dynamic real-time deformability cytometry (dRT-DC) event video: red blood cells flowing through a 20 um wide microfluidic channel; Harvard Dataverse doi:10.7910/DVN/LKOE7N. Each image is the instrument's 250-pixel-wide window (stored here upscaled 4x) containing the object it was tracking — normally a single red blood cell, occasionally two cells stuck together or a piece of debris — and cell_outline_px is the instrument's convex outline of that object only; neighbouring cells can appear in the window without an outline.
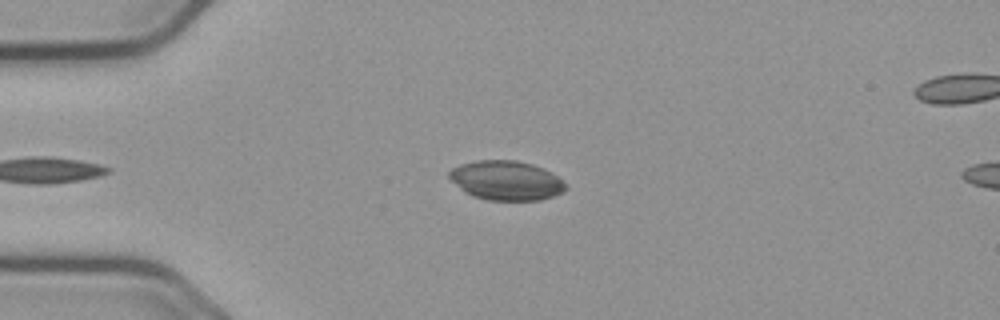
{"species": "common noctule bat (a hibernating species)", "species_latin": "Nyctalus noctula", "temperature_condition": "cold", "stored_images_in_passage": 45, "camera_frame_rate_fps": 3000, "um_per_image_px": 0.085, "animal": {"sex": "male", "body_mass_g": 23.1, "forearm_length_mm": 52.7}, "frame": {"image": 1, "passage_image": 7, "time_ms": 2.0, "image_size_px": [1000, 320], "cell_outline_px": [[568, 188], [564, 192], [540, 200], [488, 200], [472, 196], [464, 192], [448, 176], [448, 172], [452, 168], [460, 164], [476, 160], [516, 160], [532, 164], [544, 168], [552, 172], [568, 184]], "centroid_in_image_um": [43.06, 15.33], "position_along_channel_um": 41.9, "area_um2": 26.99}}
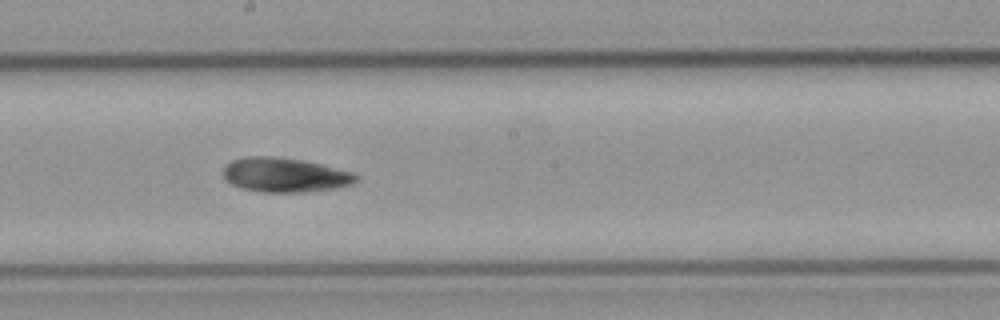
{"frame": {"image": 2, "passage_image": 24, "time_ms": 7.667, "image_size_px": [1000, 320], "cell_outline_px": [[356, 180], [352, 184], [340, 188], [308, 192], [264, 192], [240, 188], [224, 180], [224, 168], [232, 160], [248, 156], [272, 156], [304, 160], [352, 172], [356, 176]], "centroid_in_image_um": [24.21, 14.88], "position_along_channel_um": 224.0, "area_um2": 26.65}}
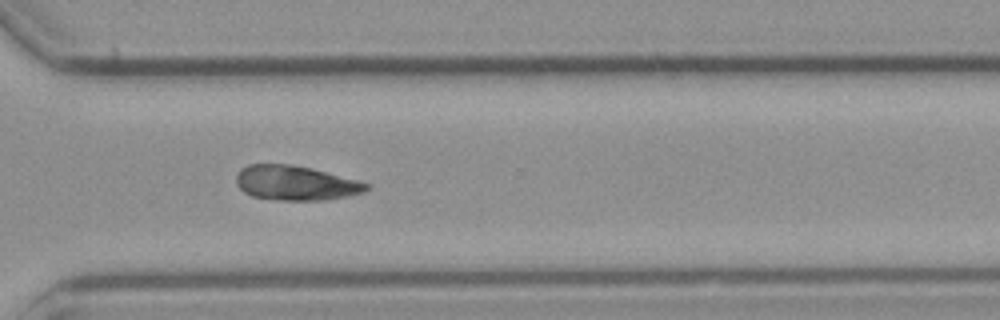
{"frame": {"image": 3, "passage_image": 34, "time_ms": 11.0, "image_size_px": [1000, 320], "cell_outline_px": [[368, 188], [364, 192], [324, 200], [280, 200], [252, 196], [244, 192], [236, 184], [236, 176], [240, 168], [248, 164], [292, 164], [312, 168], [356, 180], [368, 184]], "centroid_in_image_um": [25.07, 15.54], "position_along_channel_um": 345.5, "area_um2": 26.07}}